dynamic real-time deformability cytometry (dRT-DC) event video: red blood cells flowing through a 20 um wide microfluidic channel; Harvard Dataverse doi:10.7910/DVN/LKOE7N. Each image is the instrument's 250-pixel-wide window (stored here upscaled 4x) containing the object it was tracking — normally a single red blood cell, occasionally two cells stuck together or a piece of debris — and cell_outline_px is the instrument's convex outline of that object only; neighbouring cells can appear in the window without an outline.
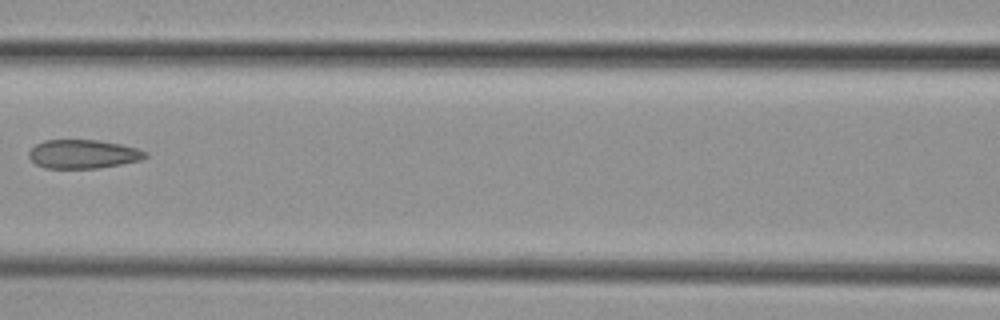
{"species": "common noctule bat (a hibernating species)", "species_latin": "Nyctalus noctula", "temperature_condition": "cold", "stored_images_in_passage": 5, "camera_frame_rate_fps": 3000, "um_per_image_px": 0.085, "animal": {"sex": "female", "body_mass_g": 29.2, "forearm_length_mm": 56.3}, "frame": {"image": 1, "passage_image": 4, "time_ms": 3.667, "image_size_px": [1000, 320], "cell_outline_px": [[148, 156], [140, 160], [120, 164], [96, 168], [44, 168], [36, 164], [28, 156], [28, 152], [36, 144], [44, 140], [100, 140], [120, 144], [136, 148], [148, 152]], "centroid_in_image_um": [7.06, 13.09], "position_along_channel_um": 159.5, "area_um2": 19.48}}
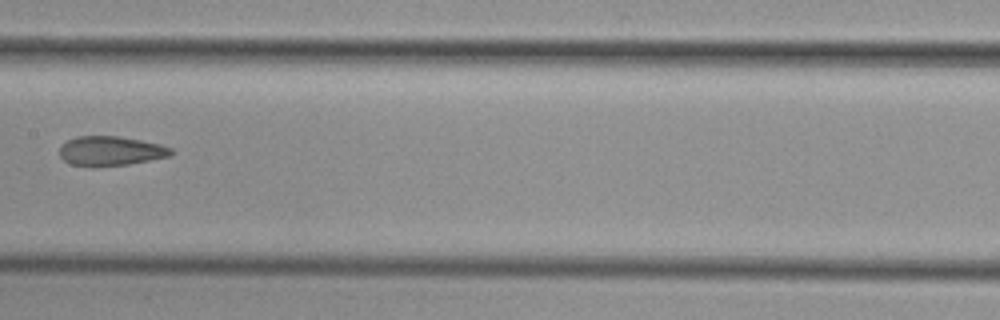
{"frame": {"image": 2, "passage_image": 5, "time_ms": 4.667, "image_size_px": [1000, 320], "cell_outline_px": [[172, 156], [128, 164], [96, 168], [92, 168], [72, 164], [64, 160], [60, 156], [60, 148], [68, 140], [76, 136], [116, 136], [140, 140], [160, 144], [172, 148]], "centroid_in_image_um": [9.41, 12.85], "position_along_channel_um": 198.0, "area_um2": 19.31}}